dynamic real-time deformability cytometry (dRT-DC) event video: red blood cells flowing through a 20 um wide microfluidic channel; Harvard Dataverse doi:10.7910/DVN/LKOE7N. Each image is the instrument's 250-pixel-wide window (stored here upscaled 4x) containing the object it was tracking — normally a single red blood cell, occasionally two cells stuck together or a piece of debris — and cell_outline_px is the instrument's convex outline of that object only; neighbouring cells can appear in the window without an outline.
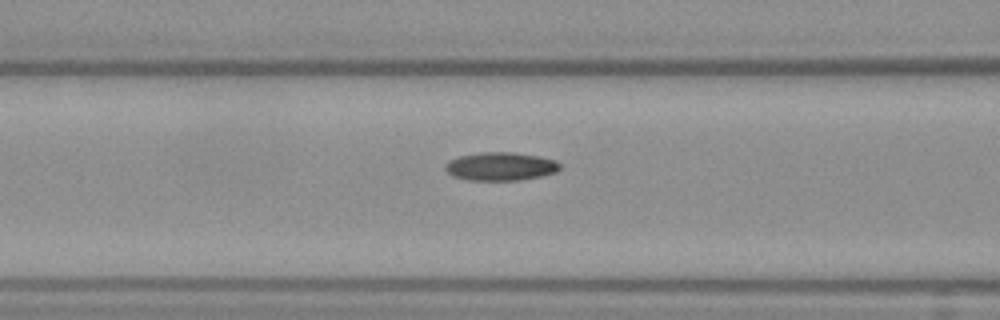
{"species": "Egyptian fruit bat (a non-hibernating species)", "species_latin": "Rousettus aegyptiacus", "temperature_condition": "warm", "stored_images_in_passage": 18, "camera_frame_rate_fps": 3000, "um_per_image_px": 0.085, "frame": {"image": 1, "passage_image": 16, "time_ms": 5.0, "image_size_px": [1000, 320], "cell_outline_px": [[560, 168], [556, 172], [540, 176], [520, 180], [468, 180], [452, 176], [444, 168], [444, 164], [448, 160], [460, 156], [480, 152], [512, 152], [540, 156], [556, 160], [560, 164]], "centroid_in_image_um": [42.53, 14.14], "position_along_channel_um": 124.1, "area_um2": 19.02}}